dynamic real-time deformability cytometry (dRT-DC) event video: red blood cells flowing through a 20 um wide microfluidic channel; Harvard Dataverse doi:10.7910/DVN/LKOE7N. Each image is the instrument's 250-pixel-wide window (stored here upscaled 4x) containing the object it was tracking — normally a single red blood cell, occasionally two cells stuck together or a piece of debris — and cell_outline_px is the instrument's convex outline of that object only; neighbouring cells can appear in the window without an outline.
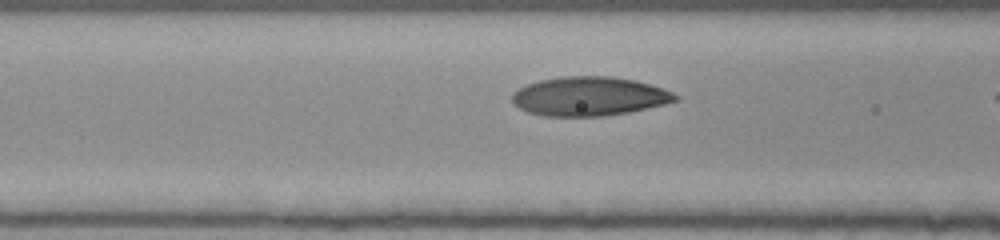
{"species": "human", "species_latin": "Homo sapiens", "temperature_condition": "room temperature", "stored_images_in_passage": 12, "camera_frame_rate_fps": 3000, "um_per_image_px": 0.085, "donor": {"sex": "female"}, "frame": {"image": 1, "passage_image": 10, "time_ms": 3.0, "image_size_px": [1000, 240], "cell_outline_px": [[680, 100], [664, 104], [628, 112], [604, 116], [544, 116], [528, 112], [520, 108], [512, 100], [512, 92], [516, 88], [540, 80], [560, 76], [612, 76], [636, 80], [664, 88], [680, 96]], "centroid_in_image_um": [50.1, 8.17], "position_along_channel_um": 116.5, "area_um2": 37.34}}